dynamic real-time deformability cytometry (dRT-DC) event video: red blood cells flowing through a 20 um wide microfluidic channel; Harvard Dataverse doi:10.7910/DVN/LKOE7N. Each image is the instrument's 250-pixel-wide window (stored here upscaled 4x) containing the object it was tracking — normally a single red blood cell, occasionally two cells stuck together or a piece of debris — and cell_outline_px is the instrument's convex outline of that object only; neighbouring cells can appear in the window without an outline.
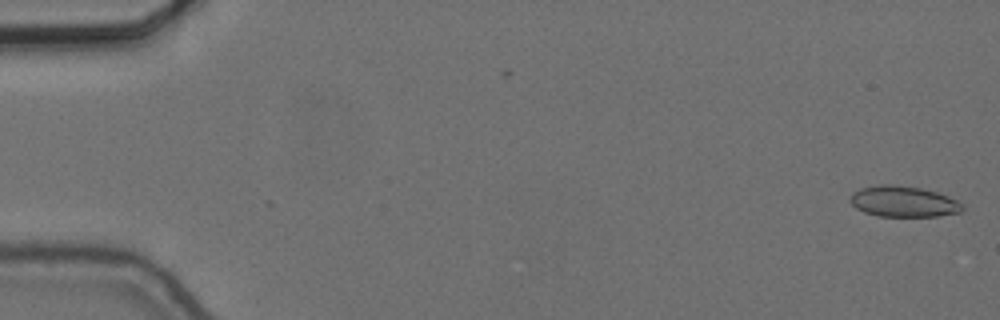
{"species": "common noctule bat (a hibernating species)", "species_latin": "Nyctalus noctula", "temperature_condition": "cold", "stored_images_in_passage": 2, "camera_frame_rate_fps": 3000, "um_per_image_px": 0.085, "animal": {"sex": "female", "body_mass_g": 24.6, "forearm_length_mm": 56.2}, "frame": {"image": 1, "passage_image": 2, "time_ms": 0.333, "image_size_px": [1000, 320], "cell_outline_px": [[964, 208], [960, 212], [936, 216], [876, 216], [864, 212], [856, 208], [852, 204], [852, 192], [860, 188], [880, 184], [892, 184], [920, 188], [936, 192], [948, 196], [964, 204]], "centroid_in_image_um": [76.8, 17.13], "position_along_channel_um": 8.2, "area_um2": 20.11}}